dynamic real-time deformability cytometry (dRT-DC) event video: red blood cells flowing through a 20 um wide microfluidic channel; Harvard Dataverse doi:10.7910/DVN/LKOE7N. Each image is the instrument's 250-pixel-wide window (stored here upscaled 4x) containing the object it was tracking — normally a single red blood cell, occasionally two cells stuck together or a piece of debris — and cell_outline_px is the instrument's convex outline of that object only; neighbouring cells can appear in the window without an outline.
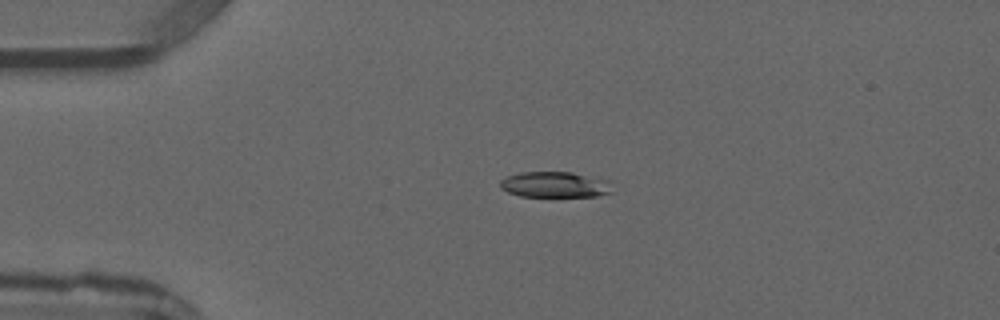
{"species": "common noctule bat (a hibernating species)", "species_latin": "Nyctalus noctula", "temperature_condition": "warm", "stored_images_in_passage": 4, "camera_frame_rate_fps": 3000, "um_per_image_px": 0.085, "animal": {"sex": "male", "forearm_length_mm": 52.5}, "frame": {"image": 1, "passage_image": 3, "time_ms": 2.333, "image_size_px": [1000, 320], "cell_outline_px": [[612, 192], [596, 196], [520, 196], [508, 192], [500, 188], [500, 180], [508, 176], [520, 172], [572, 172], [612, 180]], "centroid_in_image_um": [47.21, 15.68], "position_along_channel_um": 37.8, "area_um2": 16.99}}